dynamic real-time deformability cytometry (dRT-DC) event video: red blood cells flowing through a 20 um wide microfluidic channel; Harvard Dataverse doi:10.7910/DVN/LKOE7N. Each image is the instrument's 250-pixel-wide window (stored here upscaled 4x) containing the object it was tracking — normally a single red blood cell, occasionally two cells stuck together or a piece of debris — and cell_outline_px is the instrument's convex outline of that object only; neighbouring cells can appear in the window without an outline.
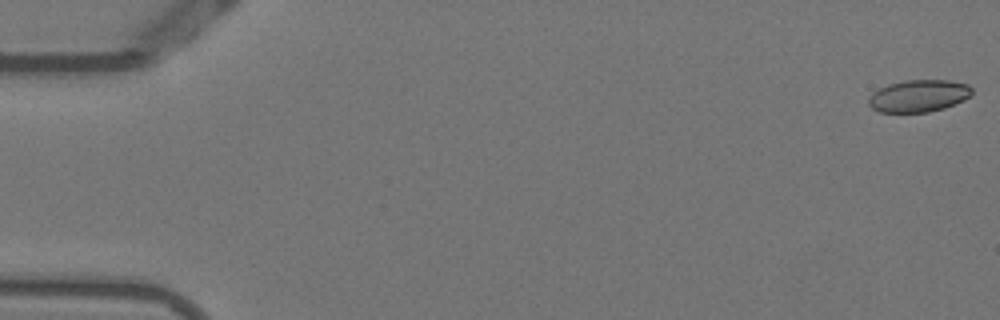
{"species": "Egyptian fruit bat (a non-hibernating species)", "species_latin": "Rousettus aegyptiacus", "temperature_condition": "warm", "stored_images_in_passage": 14, "camera_frame_rate_fps": 3000, "um_per_image_px": 0.085, "animal": {"sex": "female"}, "frame": {"image": 1, "passage_image": 1, "time_ms": 0.0, "image_size_px": [1000, 320], "cell_outline_px": [[972, 92], [964, 100], [944, 108], [928, 112], [880, 112], [872, 108], [868, 104], [868, 100], [872, 92], [888, 84], [904, 80], [948, 80], [968, 84], [972, 88]], "centroid_in_image_um": [78.07, 8.14], "position_along_channel_um": 6.9, "area_um2": 19.36}}